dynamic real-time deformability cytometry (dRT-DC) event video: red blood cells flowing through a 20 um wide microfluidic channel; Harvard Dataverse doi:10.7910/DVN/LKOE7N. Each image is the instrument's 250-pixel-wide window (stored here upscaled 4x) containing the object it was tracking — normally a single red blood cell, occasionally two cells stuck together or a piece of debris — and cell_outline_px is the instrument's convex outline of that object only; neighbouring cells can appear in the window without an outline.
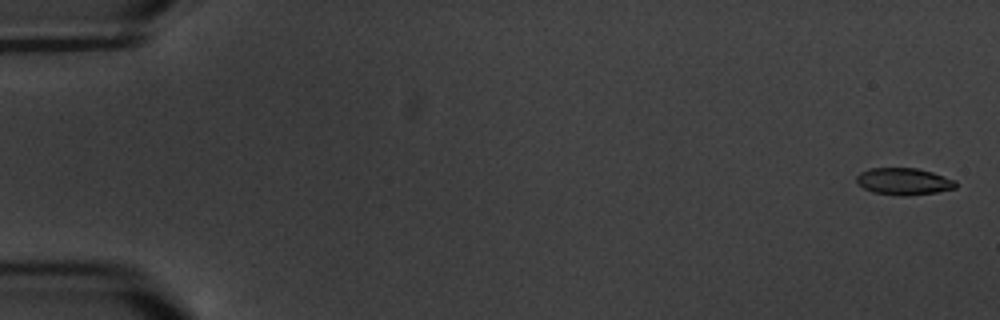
{"species": "common noctule bat (a hibernating species)", "species_latin": "Nyctalus noctula", "temperature_condition": "warm", "stored_images_in_passage": 7, "segment_of_instrument_passage": [1, 2], "camera_frame_rate_fps": 3000, "um_per_image_px": 0.085, "animal": {"sex": "male", "body_mass_g": 20.1, "forearm_length_mm": 53.5}, "frame": {"image": 1, "passage_image": 1, "time_ms": 0.0, "image_size_px": [1000, 320], "cell_outline_px": [[956, 188], [936, 192], [908, 196], [900, 196], [872, 192], [864, 188], [856, 180], [856, 176], [860, 172], [868, 168], [916, 168], [932, 172], [956, 180]], "centroid_in_image_um": [76.82, 15.42], "position_along_channel_um": 8.2, "area_um2": 15.61}}
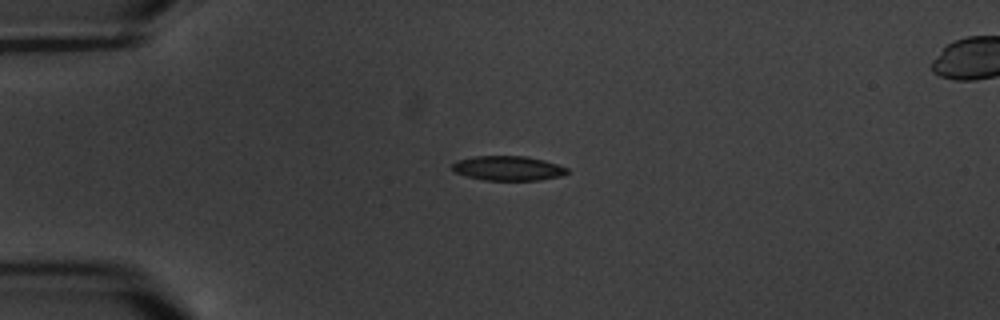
{"frame": {"image": 2, "passage_image": 5, "time_ms": 4.667, "image_size_px": [1000, 320], "cell_outline_px": [[568, 172], [560, 176], [540, 180], [484, 180], [468, 176], [456, 172], [452, 168], [452, 164], [456, 160], [476, 156], [528, 156], [544, 160], [568, 168]], "centroid_in_image_um": [43.19, 14.29], "position_along_channel_um": 41.8, "area_um2": 16.36}}